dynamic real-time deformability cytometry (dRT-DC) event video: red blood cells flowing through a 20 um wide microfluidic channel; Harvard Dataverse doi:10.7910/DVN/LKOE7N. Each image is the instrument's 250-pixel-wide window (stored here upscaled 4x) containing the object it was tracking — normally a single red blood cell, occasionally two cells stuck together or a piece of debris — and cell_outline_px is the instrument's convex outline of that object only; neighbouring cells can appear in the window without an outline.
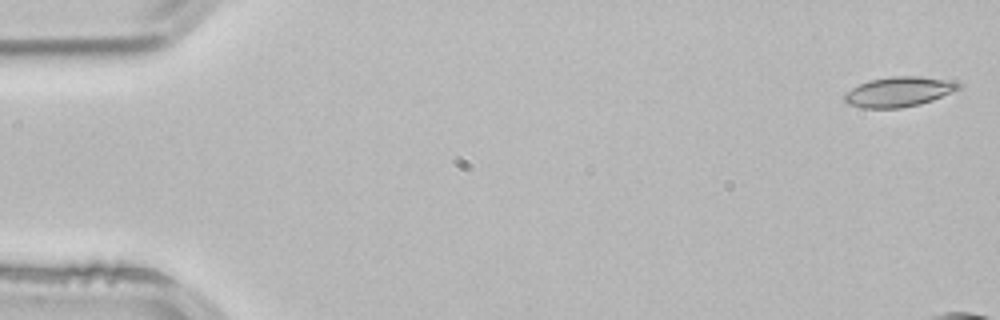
{"species": "common noctule bat (a hibernating species)", "species_latin": "Nyctalus noctula", "temperature_condition": "room temperature", "stored_images_in_passage": 5, "camera_frame_rate_fps": 3000, "um_per_image_px": 0.085, "animal": {"sex": "male", "body_mass_g": 21.5, "forearm_length_mm": 52.0}, "frame": {"image": 1, "passage_image": 1, "time_ms": 0.0, "image_size_px": [1000, 320], "cell_outline_px": [[960, 88], [952, 92], [932, 100], [920, 104], [900, 108], [864, 108], [848, 104], [844, 100], [844, 96], [852, 88], [860, 84], [872, 80], [892, 76], [920, 76], [956, 80], [960, 84]], "centroid_in_image_um": [76.45, 7.79], "position_along_channel_um": 8.6, "area_um2": 19.83}}
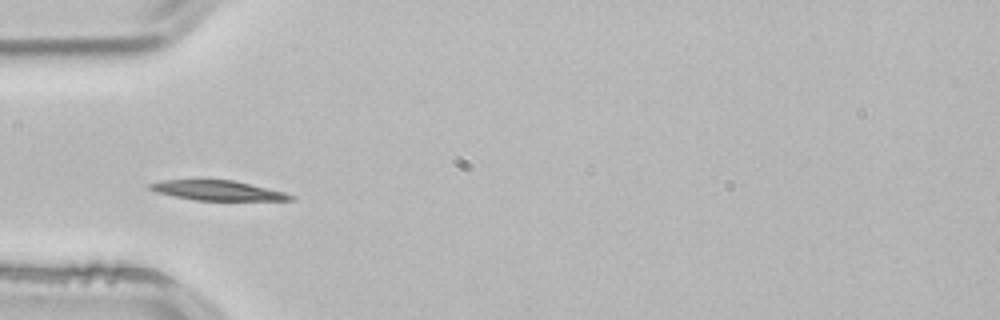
{"frame": {"image": 2, "passage_image": 5, "time_ms": 1.333, "image_size_px": [1000, 320], "cell_outline_px": [[296, 200], [196, 200], [172, 196], [156, 192], [148, 188], [148, 184], [164, 180], [232, 180], [284, 192], [296, 196]], "centroid_in_image_um": [18.49, 16.19], "position_along_channel_um": 66.5, "area_um2": 16.07}}